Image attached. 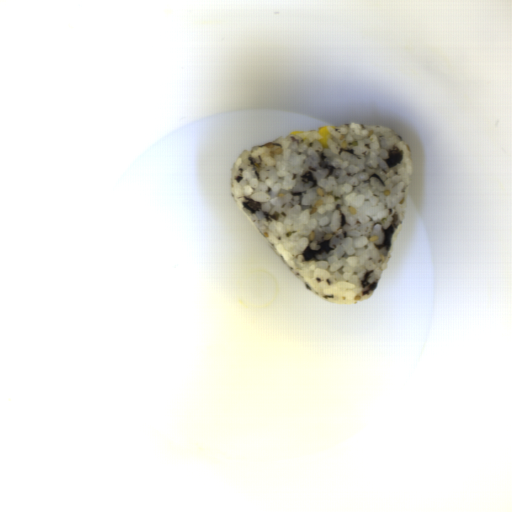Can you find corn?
<instances>
[{
	"mask_svg": "<svg viewBox=\"0 0 512 512\" xmlns=\"http://www.w3.org/2000/svg\"><path fill=\"white\" fill-rule=\"evenodd\" d=\"M294 137L295 136H298V135H301V134H304L303 131H294V132H290Z\"/></svg>",
	"mask_w": 512,
	"mask_h": 512,
	"instance_id": "2",
	"label": "corn"
},
{
	"mask_svg": "<svg viewBox=\"0 0 512 512\" xmlns=\"http://www.w3.org/2000/svg\"><path fill=\"white\" fill-rule=\"evenodd\" d=\"M318 135L320 137L319 142L322 146H328L331 138H332V131L331 128L328 125H323L320 128H318Z\"/></svg>",
	"mask_w": 512,
	"mask_h": 512,
	"instance_id": "1",
	"label": "corn"
}]
</instances>
